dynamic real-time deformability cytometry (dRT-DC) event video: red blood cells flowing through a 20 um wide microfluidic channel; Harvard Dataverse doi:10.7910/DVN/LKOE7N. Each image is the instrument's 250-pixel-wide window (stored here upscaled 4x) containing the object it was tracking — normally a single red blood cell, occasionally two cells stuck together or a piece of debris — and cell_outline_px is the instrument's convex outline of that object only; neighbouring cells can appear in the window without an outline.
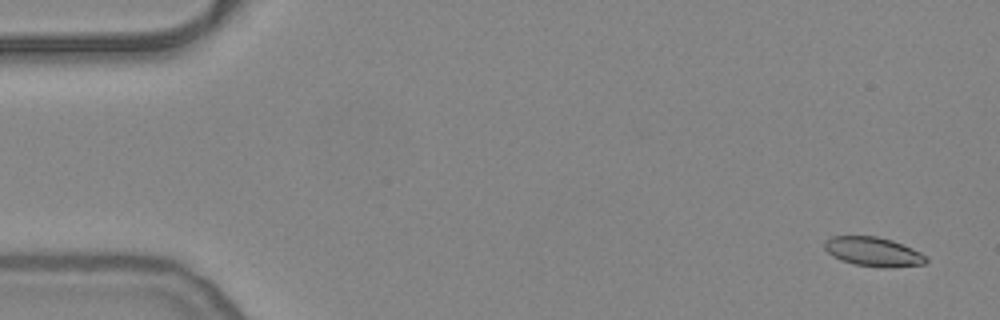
{"species": "common noctule bat (a hibernating species)", "species_latin": "Nyctalus noctula", "temperature_condition": "warm", "stored_images_in_passage": 56, "segment_of_instrument_passage": [1, 2], "camera_frame_rate_fps": 3000, "um_per_image_px": 0.085, "animal": {"sex": "female", "body_mass_g": 24.6, "forearm_length_mm": 56.2}, "frame": {"image": 1, "passage_image": 3, "time_ms": 0.667, "image_size_px": [1000, 320], "cell_outline_px": [[928, 260], [924, 264], [884, 268], [856, 264], [840, 260], [832, 256], [824, 248], [824, 240], [832, 236], [876, 236], [892, 240], [912, 248], [928, 256]], "centroid_in_image_um": [74.23, 21.39], "position_along_channel_um": 10.8, "area_um2": 17.34}}
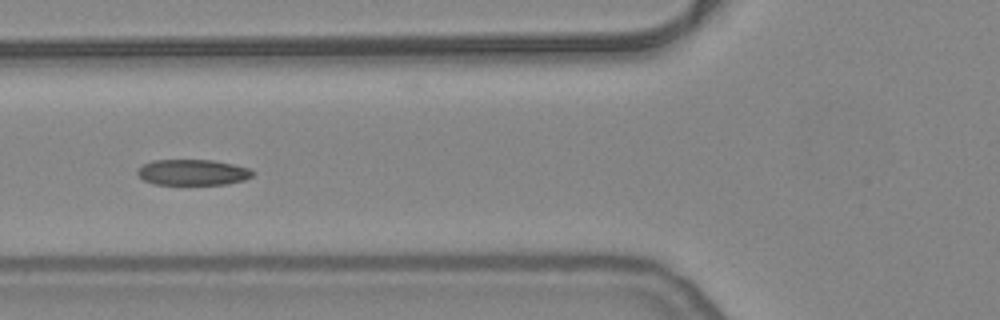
{"frame": {"image": 2, "passage_image": 21, "time_ms": 6.667, "image_size_px": [1000, 320], "cell_outline_px": [[256, 172], [252, 176], [244, 180], [224, 184], [156, 184], [144, 180], [136, 172], [136, 168], [152, 160], [212, 160], [232, 164], [248, 168]], "centroid_in_image_um": [16.37, 14.64], "position_along_channel_um": 109.4, "area_um2": 17.22}}
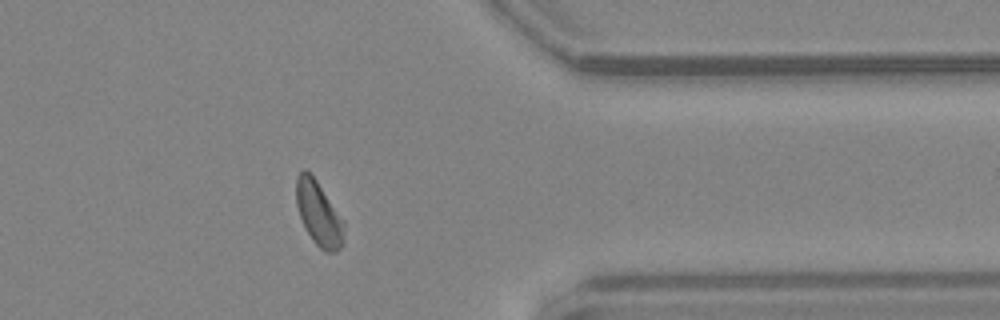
{"frame": {"image": 3, "passage_image": 44, "time_ms": 14.333, "image_size_px": [1000, 320], "cell_outline_px": [[344, 244], [336, 252], [324, 252], [312, 240], [304, 228], [296, 204], [296, 176], [304, 168], [316, 180], [344, 220]], "centroid_in_image_um": [27.1, 18.19], "position_along_channel_um": 384.3, "area_um2": 18.03}}